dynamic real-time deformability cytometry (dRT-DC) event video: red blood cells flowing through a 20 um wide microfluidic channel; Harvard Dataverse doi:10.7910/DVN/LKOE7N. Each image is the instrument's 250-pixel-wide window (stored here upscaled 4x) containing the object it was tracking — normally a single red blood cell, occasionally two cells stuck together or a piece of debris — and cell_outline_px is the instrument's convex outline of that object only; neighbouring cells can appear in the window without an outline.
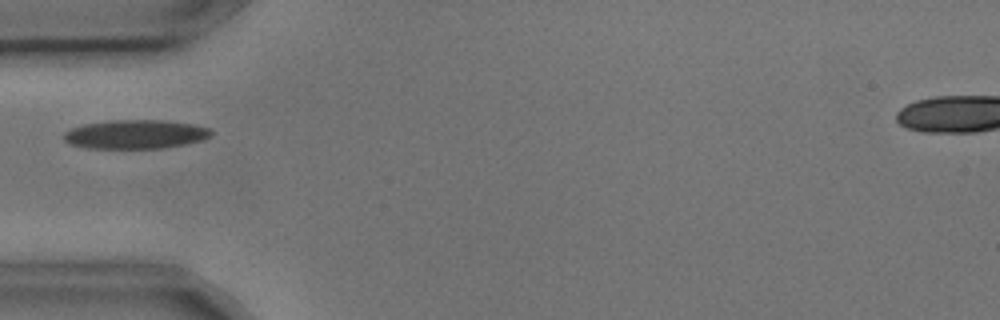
{"species": "common noctule bat (a hibernating species)", "species_latin": "Nyctalus noctula", "temperature_condition": "cold", "stored_images_in_passage": 7, "camera_frame_rate_fps": 3000, "um_per_image_px": 0.085, "animal": {"sex": "male", "body_mass_g": 17.9, "forearm_length_mm": 54.2}, "frame": {"image": 1, "passage_image": 5, "time_ms": 1.333, "image_size_px": [1000, 320], "cell_outline_px": [[212, 136], [200, 140], [184, 144], [164, 148], [84, 148], [72, 144], [64, 140], [64, 132], [72, 128], [84, 124], [112, 120], [164, 120], [196, 124], [212, 128]], "centroid_in_image_um": [11.55, 11.41], "position_along_channel_um": 73.4, "area_um2": 24.91}}